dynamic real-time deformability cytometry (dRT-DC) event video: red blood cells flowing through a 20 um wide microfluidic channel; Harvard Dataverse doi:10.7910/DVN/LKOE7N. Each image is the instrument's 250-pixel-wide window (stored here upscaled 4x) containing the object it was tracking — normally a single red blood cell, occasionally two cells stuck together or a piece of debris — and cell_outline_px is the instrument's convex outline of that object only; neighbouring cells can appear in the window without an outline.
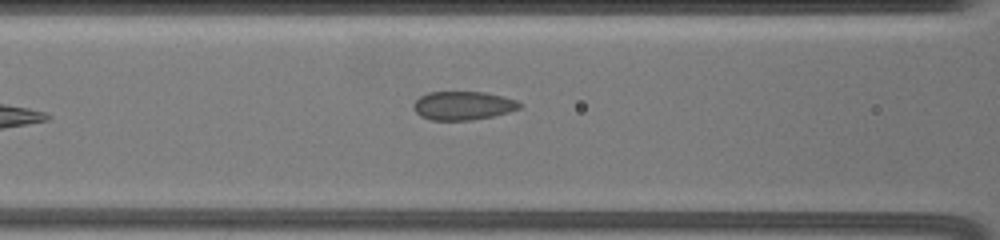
{"species": "common noctule bat (a hibernating species)", "species_latin": "Nyctalus noctula", "temperature_condition": "warm", "stored_images_in_passage": 19, "camera_frame_rate_fps": 3000, "um_per_image_px": 0.085, "animal": {"sex": "female", "body_mass_g": 19.5, "forearm_length_mm": 54.1}, "frame": {"image": 1, "passage_image": 19, "time_ms": 11.333, "image_size_px": [1000, 240], "cell_outline_px": [[524, 104], [520, 108], [508, 112], [492, 116], [472, 120], [432, 120], [420, 116], [412, 108], [412, 104], [420, 96], [428, 92], [484, 92], [516, 100]], "centroid_in_image_um": [39.33, 8.98], "position_along_channel_um": 127.3, "area_um2": 17.69}}